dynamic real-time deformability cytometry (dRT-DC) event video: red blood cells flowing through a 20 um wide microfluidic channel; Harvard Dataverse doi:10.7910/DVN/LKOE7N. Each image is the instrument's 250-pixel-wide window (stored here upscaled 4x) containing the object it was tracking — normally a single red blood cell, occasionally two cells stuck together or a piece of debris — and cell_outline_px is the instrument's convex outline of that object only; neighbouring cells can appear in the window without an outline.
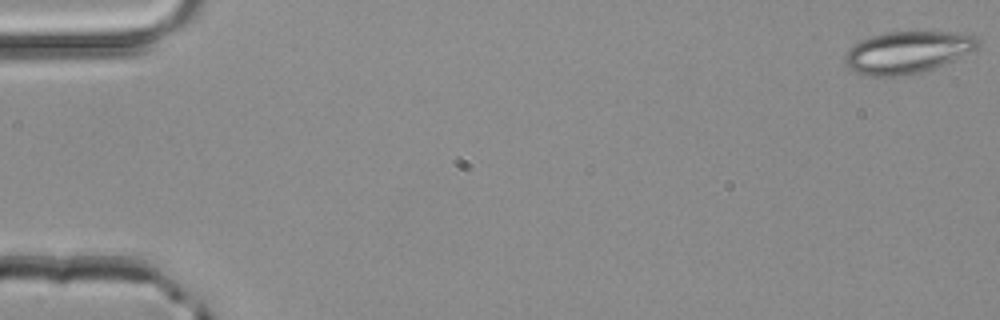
{"species": "common noctule bat (a hibernating species)", "species_latin": "Nyctalus noctula", "temperature_condition": "room temperature", "stored_images_in_passage": 51, "camera_frame_rate_fps": 3000, "um_per_image_px": 0.085, "animal": {"sex": "male", "body_mass_g": 20.4}, "frame": {"image": 1, "passage_image": 1, "time_ms": 0.0, "image_size_px": [1000, 320], "cell_outline_px": [[980, 44], [976, 48], [952, 60], [932, 68], [920, 72], [896, 76], [868, 76], [856, 72], [844, 64], [844, 56], [856, 44], [872, 36], [888, 32], [956, 32], [976, 36], [980, 40]], "centroid_in_image_um": [77.13, 4.44], "position_along_channel_um": 7.9, "area_um2": 31.91}}
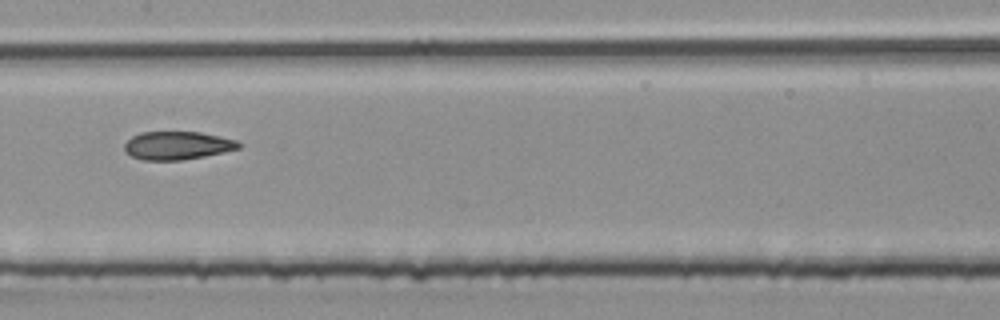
{"frame": {"image": 2, "passage_image": 26, "time_ms": 8.333, "image_size_px": [1000, 320], "cell_outline_px": [[240, 148], [224, 152], [184, 160], [144, 160], [132, 156], [124, 148], [124, 144], [132, 136], [140, 132], [200, 132], [220, 136], [236, 140], [240, 144]], "centroid_in_image_um": [15.08, 12.36], "position_along_channel_um": 192.3, "area_um2": 18.67}}
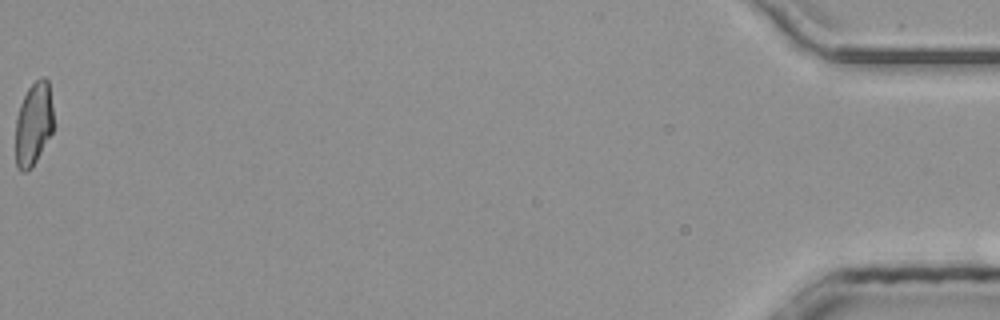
{"frame": {"image": 3, "passage_image": 51, "time_ms": 16.667, "image_size_px": [1000, 320], "cell_outline_px": [[52, 132], [32, 168], [24, 172], [20, 172], [16, 168], [16, 116], [20, 104], [28, 88], [40, 76], [44, 76], [48, 80], [52, 104]], "centroid_in_image_um": [2.84, 10.54], "position_along_channel_um": 432.4, "area_um2": 18.44}, "authors_computed_cell_mechanics": {"area_um2": 19.5942, "velocity_mm_per_s": 4.1601, "shape_relaxation_time_tau1_ms": 9.3386, "shape_relaxation_time_tau2_ms": 2.4477, "deformation_change_tau1": 0.2019, "deformation_change_tau2": 0.0657}}